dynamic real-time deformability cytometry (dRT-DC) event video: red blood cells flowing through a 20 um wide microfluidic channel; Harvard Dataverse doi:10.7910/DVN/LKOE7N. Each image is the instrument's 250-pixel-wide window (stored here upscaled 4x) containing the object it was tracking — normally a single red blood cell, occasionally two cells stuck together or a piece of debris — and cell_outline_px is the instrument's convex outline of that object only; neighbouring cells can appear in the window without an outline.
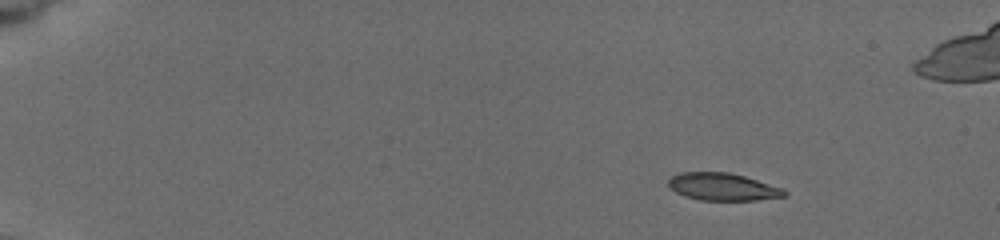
{"species": "common noctule bat (a hibernating species)", "species_latin": "Nyctalus noctula", "temperature_condition": "cold", "stored_images_in_passage": 6, "camera_frame_rate_fps": 3000, "um_per_image_px": 0.085, "animal": {"sex": "female", "body_mass_g": 19.5, "forearm_length_mm": 54.1}, "frame": {"image": 1, "passage_image": 1, "time_ms": 0.0, "image_size_px": [1000, 240], "cell_outline_px": [[788, 192], [784, 196], [756, 200], [700, 200], [684, 196], [676, 192], [668, 184], [668, 180], [672, 176], [680, 172], [728, 172], [744, 176], [784, 188]], "centroid_in_image_um": [61.44, 15.87], "position_along_channel_um": 23.6, "area_um2": 18.5}}
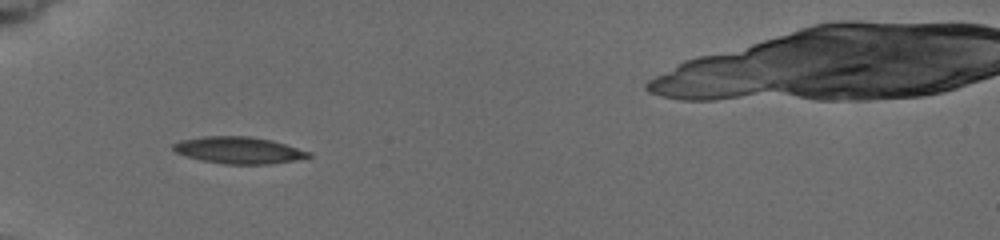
{"frame": {"image": 2, "passage_image": 5, "time_ms": 4.0, "image_size_px": [1000, 240], "cell_outline_px": [[312, 156], [296, 160], [272, 164], [224, 164], [200, 160], [184, 156], [176, 152], [172, 148], [172, 144], [180, 140], [204, 136], [248, 136], [272, 140], [312, 152]], "centroid_in_image_um": [20.29, 12.77], "position_along_channel_um": 64.7, "area_um2": 21.33}}
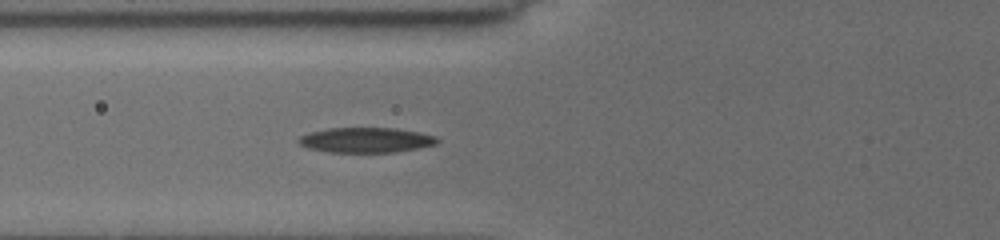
{"frame": {"image": 3, "passage_image": 6, "time_ms": 5.0, "image_size_px": [1000, 240], "cell_outline_px": [[440, 140], [436, 144], [420, 148], [396, 152], [328, 152], [308, 148], [300, 144], [296, 140], [300, 136], [312, 132], [328, 128], [392, 128], [420, 132], [436, 136]], "centroid_in_image_um": [31.13, 11.91], "position_along_channel_um": 94.7, "area_um2": 20.29}}